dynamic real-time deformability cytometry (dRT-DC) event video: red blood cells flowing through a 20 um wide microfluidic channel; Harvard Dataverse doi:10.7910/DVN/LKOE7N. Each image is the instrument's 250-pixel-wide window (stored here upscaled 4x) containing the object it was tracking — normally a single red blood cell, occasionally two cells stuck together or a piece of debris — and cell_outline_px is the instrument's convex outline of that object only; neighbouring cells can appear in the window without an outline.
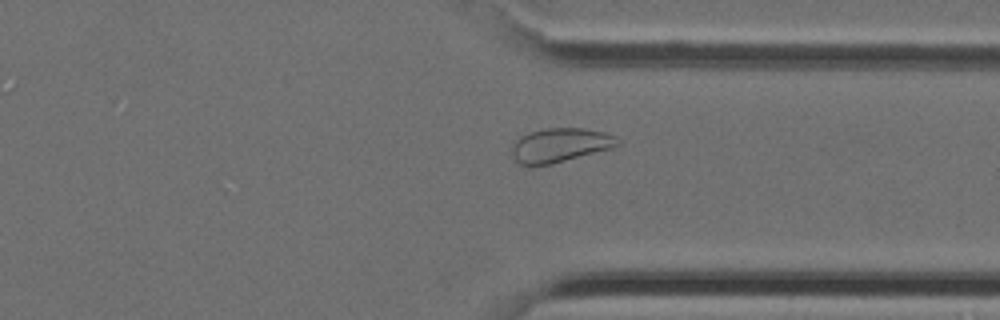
{"species": "Egyptian fruit bat (a non-hibernating species)", "species_latin": "Rousettus aegyptiacus", "temperature_condition": "cold", "stored_images_in_passage": 37, "camera_frame_rate_fps": 3000, "um_per_image_px": 0.085, "animal": {"sex": "female"}, "frame": {"image": 1, "passage_image": 27, "time_ms": 8.667, "image_size_px": [1000, 320], "cell_outline_px": [[620, 144], [612, 148], [552, 164], [520, 164], [516, 160], [512, 152], [512, 144], [520, 136], [528, 132], [548, 128], [584, 128], [604, 132], [616, 136], [620, 140]], "centroid_in_image_um": [47.64, 12.32], "position_along_channel_um": 363.8, "area_um2": 20.87}}
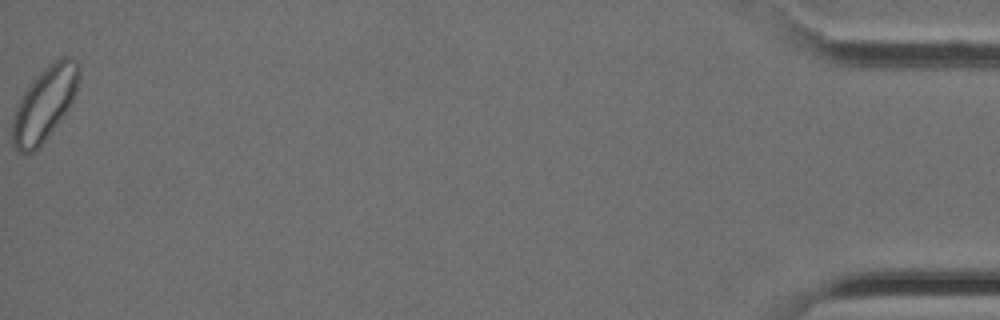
{"frame": {"image": 2, "passage_image": 37, "time_ms": 12.0, "image_size_px": [1000, 320], "cell_outline_px": [[80, 80], [76, 92], [68, 108], [44, 140], [32, 152], [20, 152], [16, 148], [12, 140], [12, 116], [24, 92], [32, 80], [60, 56], [68, 56], [80, 64]], "centroid_in_image_um": [3.8, 8.78], "position_along_channel_um": 431.4, "area_um2": 27.92}}